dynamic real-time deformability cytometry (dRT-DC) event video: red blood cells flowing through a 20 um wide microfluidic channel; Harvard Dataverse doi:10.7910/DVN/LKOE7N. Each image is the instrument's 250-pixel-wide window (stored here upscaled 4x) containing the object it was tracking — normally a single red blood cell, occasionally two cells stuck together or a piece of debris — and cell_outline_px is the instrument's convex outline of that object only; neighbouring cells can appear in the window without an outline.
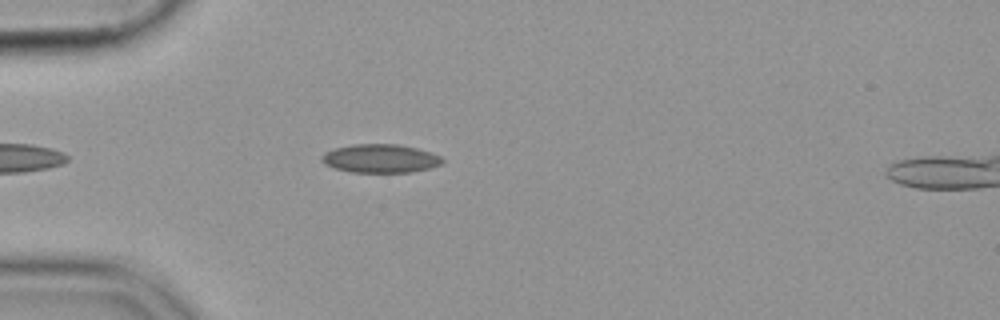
{"species": "common noctule bat (a hibernating species)", "species_latin": "Nyctalus noctula", "temperature_condition": "cold", "stored_images_in_passage": 35, "camera_frame_rate_fps": 3000, "um_per_image_px": 0.085, "animal": {"sex": "female", "body_mass_g": 19.9}, "frame": {"image": 1, "passage_image": 4, "time_ms": 1.0, "image_size_px": [1000, 320], "cell_outline_px": [[444, 160], [440, 164], [428, 168], [412, 172], [352, 172], [336, 168], [324, 164], [320, 160], [320, 156], [324, 152], [336, 148], [352, 144], [396, 144], [416, 148], [432, 152], [440, 156]], "centroid_in_image_um": [32.3, 13.46], "position_along_channel_um": 52.7, "area_um2": 20.0}}
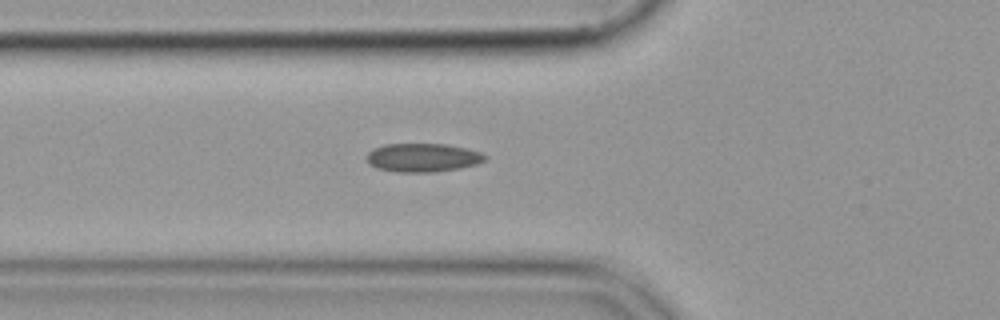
{"frame": {"image": 2, "passage_image": 8, "time_ms": 2.333, "image_size_px": [1000, 320], "cell_outline_px": [[488, 156], [484, 160], [476, 164], [460, 168], [432, 172], [396, 172], [376, 168], [368, 164], [368, 152], [372, 148], [384, 144], [448, 144], [480, 152]], "centroid_in_image_um": [35.9, 13.39], "position_along_channel_um": 89.9, "area_um2": 19.71}}
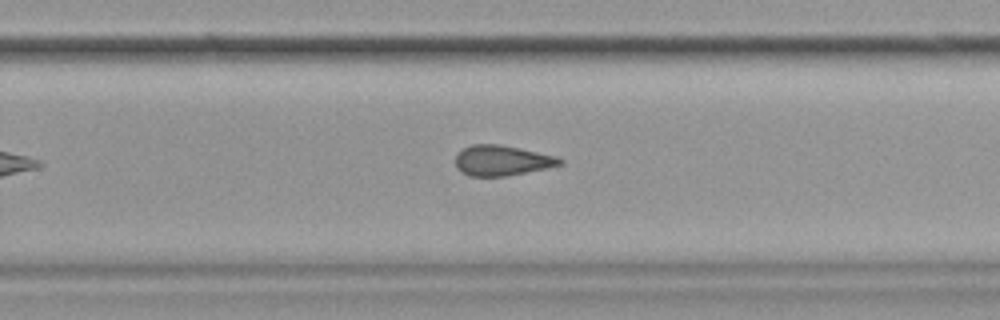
{"frame": {"image": 3, "passage_image": 24, "time_ms": 7.667, "image_size_px": [1000, 320], "cell_outline_px": [[564, 164], [504, 176], [472, 176], [464, 172], [456, 164], [456, 156], [464, 148], [472, 144], [500, 144], [520, 148], [556, 156], [564, 160]], "centroid_in_image_um": [42.7, 13.62], "position_along_channel_um": 287.1, "area_um2": 18.03}}